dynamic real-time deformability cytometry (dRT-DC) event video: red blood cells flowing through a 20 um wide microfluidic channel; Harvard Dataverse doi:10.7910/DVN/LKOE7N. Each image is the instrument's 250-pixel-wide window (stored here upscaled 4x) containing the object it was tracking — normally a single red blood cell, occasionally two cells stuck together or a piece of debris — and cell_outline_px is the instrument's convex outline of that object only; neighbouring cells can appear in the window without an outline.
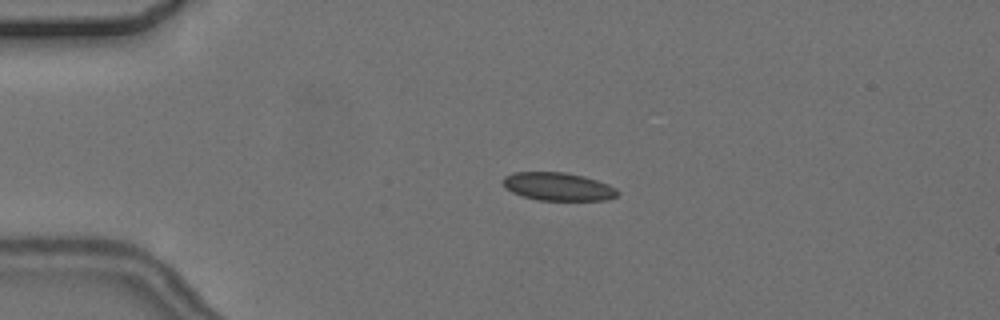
{"species": "common noctule bat (a hibernating species)", "species_latin": "Nyctalus noctula", "temperature_condition": "cold", "stored_images_in_passage": 3, "camera_frame_rate_fps": 3000, "um_per_image_px": 0.085, "animal": {"sex": "female", "body_mass_g": 24.6, "forearm_length_mm": 56.2}, "frame": {"image": 1, "passage_image": 2, "time_ms": 1.0, "image_size_px": [1000, 320], "cell_outline_px": [[620, 192], [616, 196], [608, 200], [540, 200], [524, 196], [512, 192], [504, 188], [504, 176], [512, 172], [564, 172], [584, 176], [608, 184], [616, 188]], "centroid_in_image_um": [47.45, 15.85], "position_along_channel_um": 37.6, "area_um2": 18.73}}